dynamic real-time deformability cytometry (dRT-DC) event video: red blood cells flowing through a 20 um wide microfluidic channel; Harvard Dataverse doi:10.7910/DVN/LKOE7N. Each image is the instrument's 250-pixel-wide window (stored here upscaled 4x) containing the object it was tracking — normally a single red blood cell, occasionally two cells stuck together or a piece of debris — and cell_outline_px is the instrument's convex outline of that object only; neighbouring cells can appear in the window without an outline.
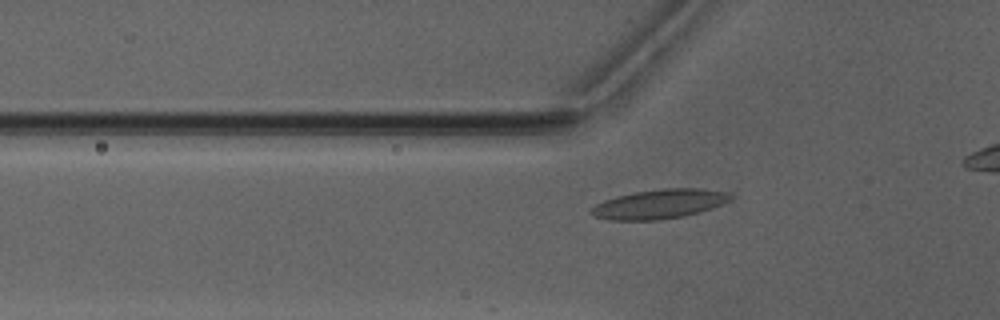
{"species": "Egyptian fruit bat (a non-hibernating species)", "species_latin": "Rousettus aegyptiacus", "temperature_condition": "warm", "stored_images_in_passage": 32, "camera_frame_rate_fps": 3000, "um_per_image_px": 0.085, "animal": {"sex": "male"}, "frame": {"image": 1, "passage_image": 5, "time_ms": 1.333, "image_size_px": [1000, 320], "cell_outline_px": [[732, 200], [712, 208], [700, 212], [684, 216], [656, 220], [608, 220], [596, 216], [588, 212], [588, 208], [604, 200], [616, 196], [632, 192], [664, 188], [700, 188], [728, 192], [732, 196]], "centroid_in_image_um": [56.03, 17.33], "position_along_channel_um": 69.8, "area_um2": 24.04}}
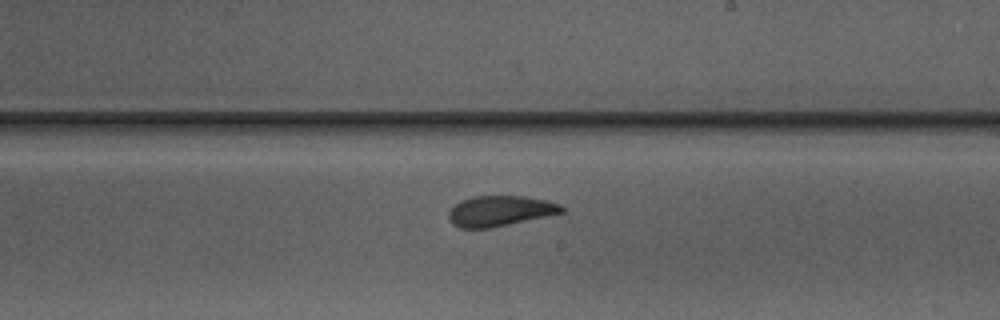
{"frame": {"image": 2, "passage_image": 18, "time_ms": 5.667, "image_size_px": [1000, 320], "cell_outline_px": [[564, 212], [548, 216], [492, 228], [460, 228], [452, 224], [448, 216], [448, 212], [460, 200], [472, 196], [524, 196], [544, 200], [560, 204], [564, 208]], "centroid_in_image_um": [42.49, 17.93], "position_along_channel_um": 246.5, "area_um2": 20.11}}
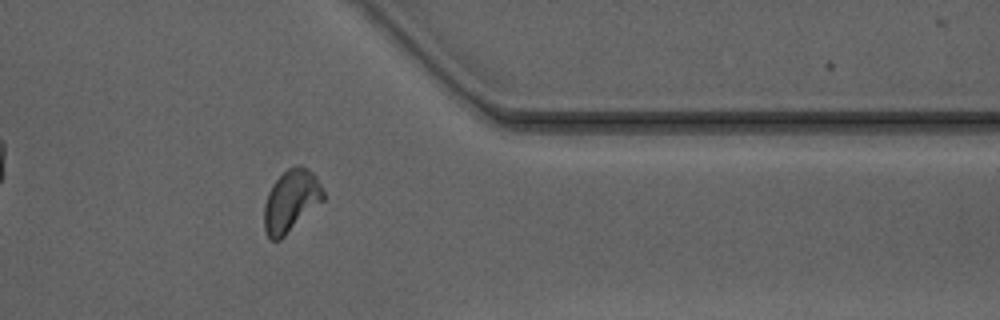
{"frame": {"image": 3, "passage_image": 29, "time_ms": 9.333, "image_size_px": [1000, 320], "cell_outline_px": [[324, 200], [280, 240], [272, 240], [268, 236], [264, 228], [264, 204], [268, 192], [272, 184], [288, 168], [296, 164], [300, 164], [312, 172], [316, 176], [324, 192]], "centroid_in_image_um": [24.73, 17.06], "position_along_channel_um": 386.7, "area_um2": 21.33}}